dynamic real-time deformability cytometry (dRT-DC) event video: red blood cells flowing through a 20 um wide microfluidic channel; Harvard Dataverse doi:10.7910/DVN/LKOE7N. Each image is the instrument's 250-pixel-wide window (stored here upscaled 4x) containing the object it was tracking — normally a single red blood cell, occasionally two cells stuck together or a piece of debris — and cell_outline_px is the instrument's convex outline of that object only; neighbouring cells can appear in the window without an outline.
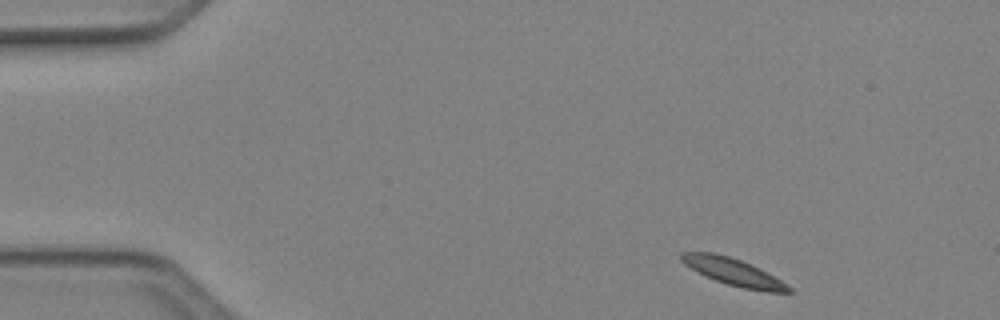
{"species": "Egyptian fruit bat (a non-hibernating species)", "species_latin": "Rousettus aegyptiacus", "temperature_condition": "cold", "stored_images_in_passage": 3, "camera_frame_rate_fps": 3000, "um_per_image_px": 0.085, "animal": {"sex": "female"}, "frame": {"image": 1, "passage_image": 1, "time_ms": 0.0, "image_size_px": [1000, 320], "cell_outline_px": [[792, 292], [768, 292], [744, 288], [728, 284], [704, 276], [684, 264], [680, 260], [680, 252], [716, 252], [752, 264], [760, 268], [788, 284], [792, 288]], "centroid_in_image_um": [62.33, 23.1], "position_along_channel_um": 22.7, "area_um2": 16.99}}